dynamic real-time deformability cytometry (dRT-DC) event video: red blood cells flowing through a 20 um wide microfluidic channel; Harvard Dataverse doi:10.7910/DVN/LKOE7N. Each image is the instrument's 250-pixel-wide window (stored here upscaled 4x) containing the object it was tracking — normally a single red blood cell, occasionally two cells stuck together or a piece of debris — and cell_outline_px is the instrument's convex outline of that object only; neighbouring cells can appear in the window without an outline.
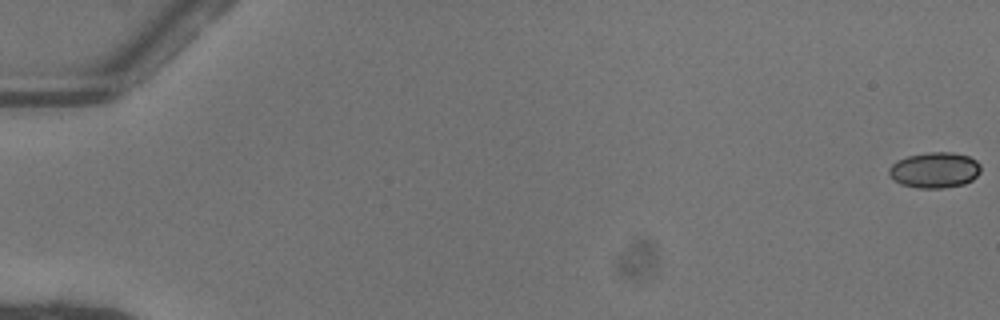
{"species": "common noctule bat (a hibernating species)", "species_latin": "Nyctalus noctula", "temperature_condition": "warm", "stored_images_in_passage": 53, "camera_frame_rate_fps": 3000, "um_per_image_px": 0.085, "animal": {"sex": "female"}, "frame": {"image": 1, "passage_image": 1, "time_ms": 0.0, "image_size_px": [1000, 320], "cell_outline_px": [[980, 172], [972, 180], [964, 184], [944, 188], [916, 188], [900, 184], [888, 176], [888, 168], [896, 160], [908, 156], [928, 152], [952, 152], [968, 156], [976, 160], [980, 164]], "centroid_in_image_um": [79.42, 14.46], "position_along_channel_um": 5.6, "area_um2": 19.31}}
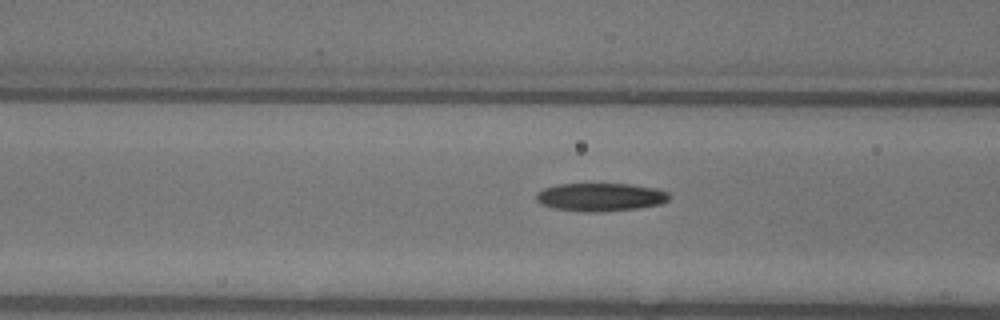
{"frame": {"image": 2, "passage_image": 23, "time_ms": 7.333, "image_size_px": [1000, 320], "cell_outline_px": [[668, 200], [660, 204], [636, 208], [600, 212], [584, 212], [556, 208], [544, 204], [536, 200], [536, 192], [544, 188], [556, 184], [628, 184], [652, 188], [668, 192]], "centroid_in_image_um": [51.0, 16.75], "position_along_channel_um": 115.6, "area_um2": 21.5}}
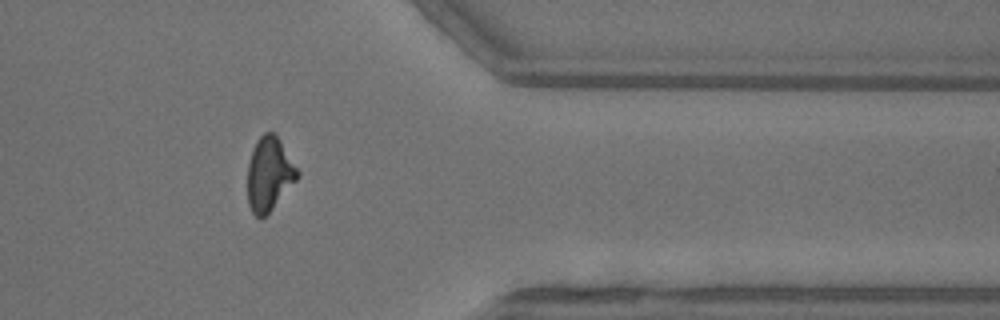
{"frame": {"image": 3, "passage_image": 44, "time_ms": 14.333, "image_size_px": [1000, 320], "cell_outline_px": [[300, 176], [272, 208], [260, 220], [252, 212], [248, 204], [248, 164], [252, 148], [256, 140], [264, 132], [272, 132], [280, 140], [300, 172]], "centroid_in_image_um": [22.88, 14.78], "position_along_channel_um": 388.5, "area_um2": 21.33}, "authors_computed_cell_mechanics": {"area_um2": 21.3282, "velocity_mm_per_s": 4.0929, "shape_relaxation_time_tau1_ms": 5.5751, "shape_relaxation_time_tau2_ms": 2.3719, "deformation_change_tau1": 0.1783, "deformation_change_tau2": 0.1066}}